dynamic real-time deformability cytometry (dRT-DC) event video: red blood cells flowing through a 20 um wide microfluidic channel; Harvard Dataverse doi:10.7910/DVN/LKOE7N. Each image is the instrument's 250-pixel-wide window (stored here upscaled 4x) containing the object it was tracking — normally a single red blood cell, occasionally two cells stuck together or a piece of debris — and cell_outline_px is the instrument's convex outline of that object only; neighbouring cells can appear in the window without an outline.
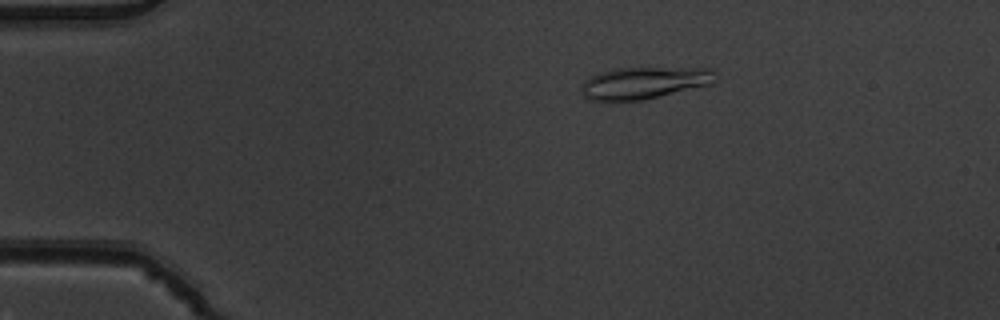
{"species": "common noctule bat (a hibernating species)", "species_latin": "Nyctalus noctula", "temperature_condition": "warm", "stored_images_in_passage": 6, "camera_frame_rate_fps": 3000, "um_per_image_px": 0.085, "animal": {"sex": "male", "body_mass_g": 19.5, "forearm_length_mm": 54.6}, "frame": {"image": 1, "passage_image": 3, "time_ms": 0.667, "image_size_px": [1000, 320], "cell_outline_px": [[716, 80], [712, 84], [640, 100], [588, 100], [584, 96], [580, 88], [580, 84], [584, 80], [600, 72], [620, 68], [716, 68]], "centroid_in_image_um": [54.77, 7.03], "position_along_channel_um": 30.2, "area_um2": 24.85}}